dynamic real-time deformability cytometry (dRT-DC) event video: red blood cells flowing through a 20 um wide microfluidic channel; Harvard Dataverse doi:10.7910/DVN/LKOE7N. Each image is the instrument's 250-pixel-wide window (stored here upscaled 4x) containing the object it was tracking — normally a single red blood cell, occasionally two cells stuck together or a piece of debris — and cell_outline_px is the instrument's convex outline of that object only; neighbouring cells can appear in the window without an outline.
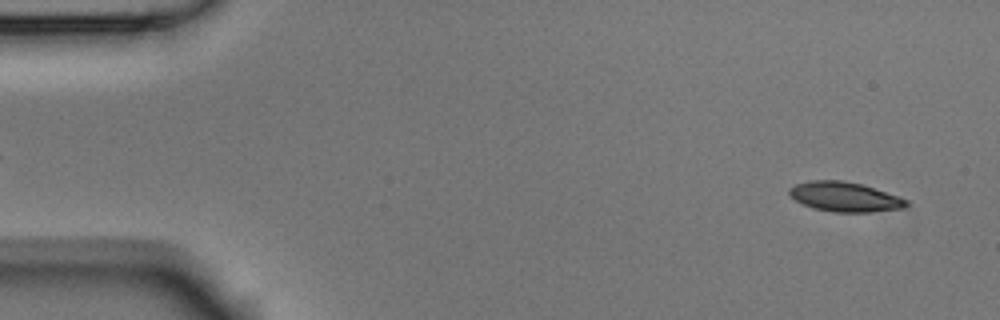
{"species": "Egyptian fruit bat (a non-hibernating species)", "species_latin": "Rousettus aegyptiacus", "temperature_condition": "room temperature", "stored_images_in_passage": 4, "camera_frame_rate_fps": 3000, "um_per_image_px": 0.085, "animal": {"sex": "male"}, "frame": {"image": 1, "passage_image": 1, "time_ms": 0.0, "image_size_px": [1000, 320], "cell_outline_px": [[908, 204], [904, 208], [868, 212], [832, 212], [812, 208], [796, 200], [788, 192], [788, 188], [796, 184], [808, 180], [844, 180], [860, 184], [900, 196], [908, 200]], "centroid_in_image_um": [71.8, 16.73], "position_along_channel_um": 13.2, "area_um2": 20.23}}